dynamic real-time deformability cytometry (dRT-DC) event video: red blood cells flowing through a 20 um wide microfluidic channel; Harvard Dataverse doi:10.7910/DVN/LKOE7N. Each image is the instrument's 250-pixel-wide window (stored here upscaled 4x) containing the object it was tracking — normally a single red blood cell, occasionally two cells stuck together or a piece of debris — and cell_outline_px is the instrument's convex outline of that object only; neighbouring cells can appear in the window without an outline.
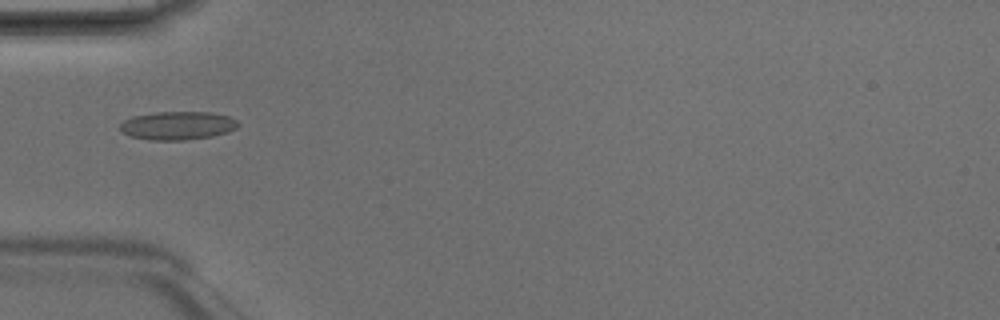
{"species": "Egyptian fruit bat (a non-hibernating species)", "species_latin": "Rousettus aegyptiacus", "temperature_condition": "room temperature", "stored_images_in_passage": 4, "camera_frame_rate_fps": 3000, "um_per_image_px": 0.085, "animal": {"sex": "male"}, "frame": {"image": 1, "passage_image": 4, "time_ms": 1.0, "image_size_px": [1000, 320], "cell_outline_px": [[240, 124], [236, 128], [228, 132], [212, 136], [184, 140], [148, 140], [132, 136], [120, 132], [120, 124], [124, 120], [132, 116], [156, 112], [212, 112], [228, 116], [236, 120]], "centroid_in_image_um": [15.09, 10.67], "position_along_channel_um": 69.9, "area_um2": 19.59}}